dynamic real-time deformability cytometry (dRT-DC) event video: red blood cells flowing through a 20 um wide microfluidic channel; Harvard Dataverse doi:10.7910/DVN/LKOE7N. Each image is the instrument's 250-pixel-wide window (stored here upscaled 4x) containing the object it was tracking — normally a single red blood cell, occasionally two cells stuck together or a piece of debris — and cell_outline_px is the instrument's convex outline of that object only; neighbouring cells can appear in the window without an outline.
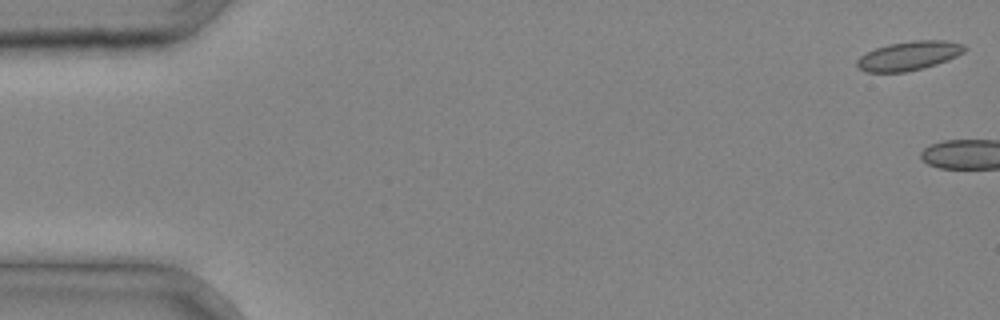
{"species": "common noctule bat (a hibernating species)", "species_latin": "Nyctalus noctula", "temperature_condition": "cold", "stored_images_in_passage": 5, "camera_frame_rate_fps": 3000, "um_per_image_px": 0.085, "animal": {"sex": "male", "body_mass_g": 20.4}, "frame": {"image": 1, "passage_image": 1, "time_ms": 0.0, "image_size_px": [1000, 320], "cell_outline_px": [[968, 48], [964, 52], [948, 60], [924, 68], [904, 72], [864, 72], [856, 64], [856, 60], [860, 56], [876, 48], [888, 44], [912, 40], [948, 40], [964, 44]], "centroid_in_image_um": [77.29, 4.73], "position_along_channel_um": 7.7, "area_um2": 18.32}}
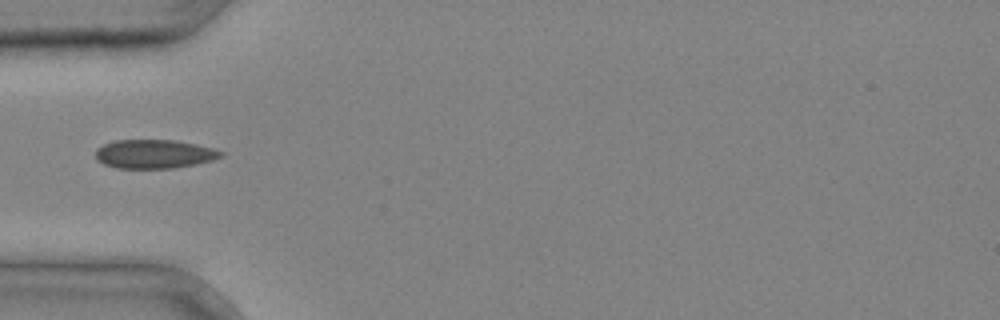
{"frame": {"image": 2, "passage_image": 5, "time_ms": 1.333, "image_size_px": [1000, 320], "cell_outline_px": [[224, 156], [212, 160], [196, 164], [172, 168], [116, 168], [104, 164], [96, 160], [96, 148], [104, 144], [116, 140], [176, 140], [196, 144], [212, 148], [224, 152]], "centroid_in_image_um": [13.11, 13.09], "position_along_channel_um": 71.9, "area_um2": 21.1}}